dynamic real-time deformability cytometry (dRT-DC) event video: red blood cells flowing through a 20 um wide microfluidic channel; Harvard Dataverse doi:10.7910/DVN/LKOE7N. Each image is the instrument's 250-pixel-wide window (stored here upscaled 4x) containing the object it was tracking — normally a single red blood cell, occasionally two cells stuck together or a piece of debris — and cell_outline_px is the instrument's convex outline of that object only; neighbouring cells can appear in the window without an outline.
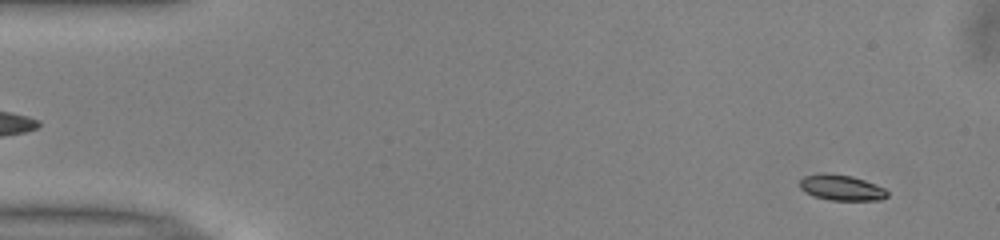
{"species": "common noctule bat (a hibernating species)", "species_latin": "Nyctalus noctula", "temperature_condition": "warm", "stored_images_in_passage": 51, "camera_frame_rate_fps": 3000, "um_per_image_px": 0.085, "animal": {"sex": "male", "body_mass_g": 13.0, "forearm_length_mm": 53.1}, "frame": {"image": 1, "passage_image": 3, "time_ms": 0.667, "image_size_px": [1000, 240], "cell_outline_px": [[888, 196], [880, 200], [832, 200], [812, 196], [804, 192], [800, 188], [800, 180], [804, 176], [820, 172], [824, 172], [852, 176], [864, 180], [884, 188], [888, 192]], "centroid_in_image_um": [71.48, 15.94], "position_along_channel_um": 13.5, "area_um2": 13.18}}
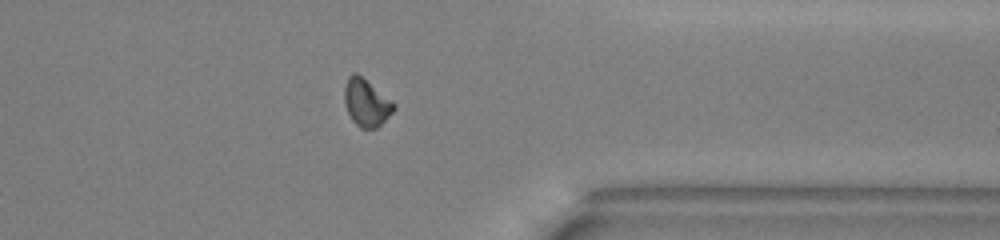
{"frame": {"image": 2, "passage_image": 40, "time_ms": 13.0, "image_size_px": [1000, 240], "cell_outline_px": [[396, 108], [376, 128], [360, 128], [352, 120], [348, 112], [344, 100], [344, 88], [348, 76], [352, 72], [356, 72], [396, 104]], "centroid_in_image_um": [31.12, 8.71], "position_along_channel_um": 380.3, "area_um2": 13.41}}
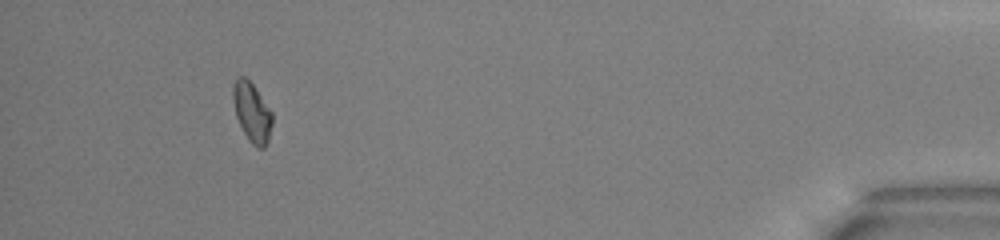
{"frame": {"image": 3, "passage_image": 47, "time_ms": 15.333, "image_size_px": [1000, 240], "cell_outline_px": [[272, 124], [268, 140], [264, 148], [256, 148], [248, 140], [236, 116], [232, 96], [232, 88], [236, 76], [244, 76], [252, 84], [272, 112]], "centroid_in_image_um": [21.4, 9.54], "position_along_channel_um": 413.8, "area_um2": 13.47}, "authors_computed_cell_mechanics": {"area_um2": 13.4674, "velocity_mm_per_s": 3.9866, "shape_relaxation_time_tau1_ms": 4.3987, "shape_relaxation_time_tau2_ms": 5.3296, "deformation_change_tau1": 0.119, "deformation_change_tau2": 0.0888}}